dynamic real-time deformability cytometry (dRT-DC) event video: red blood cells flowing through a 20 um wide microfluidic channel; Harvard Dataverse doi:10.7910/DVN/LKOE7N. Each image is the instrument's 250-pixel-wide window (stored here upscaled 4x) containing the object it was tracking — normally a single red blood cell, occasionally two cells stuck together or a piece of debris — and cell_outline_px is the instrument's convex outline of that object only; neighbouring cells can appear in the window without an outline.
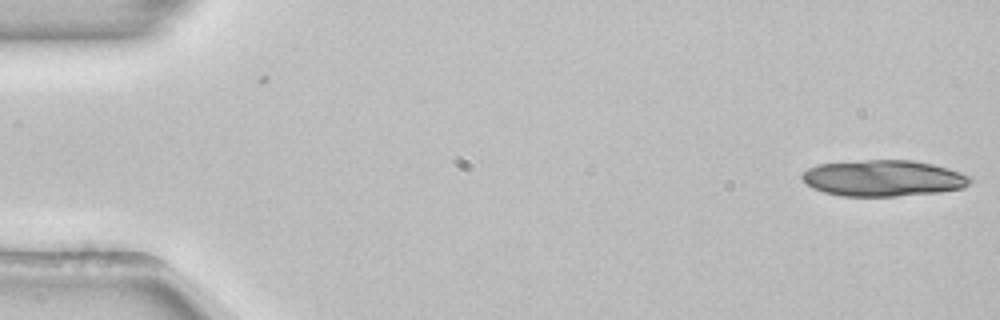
{"species": "common noctule bat (a hibernating species)", "species_latin": "Nyctalus noctula", "temperature_condition": "room temperature", "stored_images_in_passage": 4, "camera_frame_rate_fps": 3000, "um_per_image_px": 0.085, "animal": {"sex": "female", "body_mass_g": 22.7, "forearm_length_mm": 54.2}, "frame": {"image": 1, "passage_image": 4, "time_ms": 1.0, "image_size_px": [1000, 320], "cell_outline_px": [[972, 180], [964, 188], [940, 192], [896, 196], [840, 196], [824, 192], [812, 188], [800, 176], [808, 168], [820, 164], [864, 160], [912, 160], [932, 164], [948, 168], [972, 176]], "centroid_in_image_um": [75.11, 15.15], "position_along_channel_um": 9.9, "area_um2": 35.49}}